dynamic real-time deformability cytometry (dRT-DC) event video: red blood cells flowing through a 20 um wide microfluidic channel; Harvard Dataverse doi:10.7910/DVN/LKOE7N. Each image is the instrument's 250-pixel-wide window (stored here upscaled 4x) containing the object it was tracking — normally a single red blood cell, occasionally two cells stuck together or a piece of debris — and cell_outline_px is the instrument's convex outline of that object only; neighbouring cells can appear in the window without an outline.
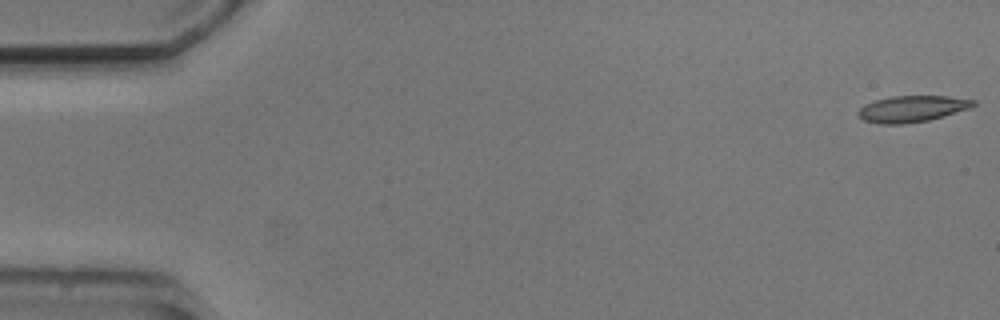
{"species": "common noctule bat (a hibernating species)", "species_latin": "Nyctalus noctula", "temperature_condition": "cold", "stored_images_in_passage": 4, "camera_frame_rate_fps": 3000, "um_per_image_px": 0.085, "animal": {"sex": "male", "body_mass_g": 20.5, "forearm_length_mm": 52.5}, "frame": {"image": 1, "passage_image": 1, "time_ms": 0.0, "image_size_px": [1000, 320], "cell_outline_px": [[976, 104], [972, 108], [944, 116], [928, 120], [904, 124], [880, 124], [864, 120], [856, 112], [864, 104], [876, 100], [892, 96], [948, 96], [976, 100]], "centroid_in_image_um": [77.55, 9.25], "position_along_channel_um": 7.4, "area_um2": 17.74}}
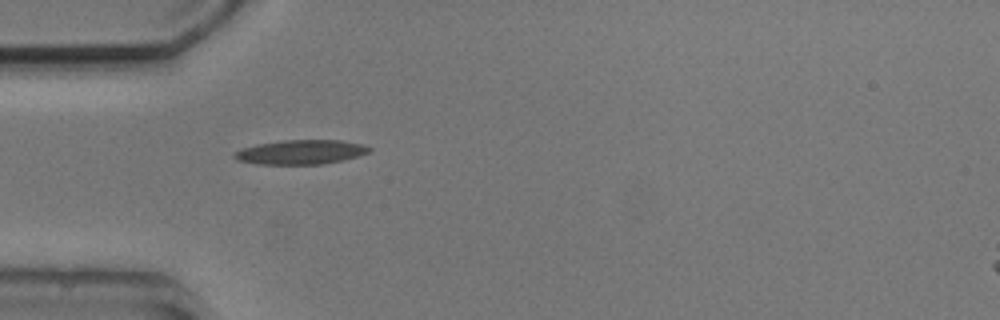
{"frame": {"image": 2, "passage_image": 4, "time_ms": 5.0, "image_size_px": [1000, 320], "cell_outline_px": [[372, 148], [368, 152], [344, 160], [320, 164], [256, 164], [236, 160], [232, 156], [240, 148], [256, 144], [280, 140], [340, 140], [364, 144]], "centroid_in_image_um": [25.53, 12.92], "position_along_channel_um": 59.5, "area_um2": 19.25}}